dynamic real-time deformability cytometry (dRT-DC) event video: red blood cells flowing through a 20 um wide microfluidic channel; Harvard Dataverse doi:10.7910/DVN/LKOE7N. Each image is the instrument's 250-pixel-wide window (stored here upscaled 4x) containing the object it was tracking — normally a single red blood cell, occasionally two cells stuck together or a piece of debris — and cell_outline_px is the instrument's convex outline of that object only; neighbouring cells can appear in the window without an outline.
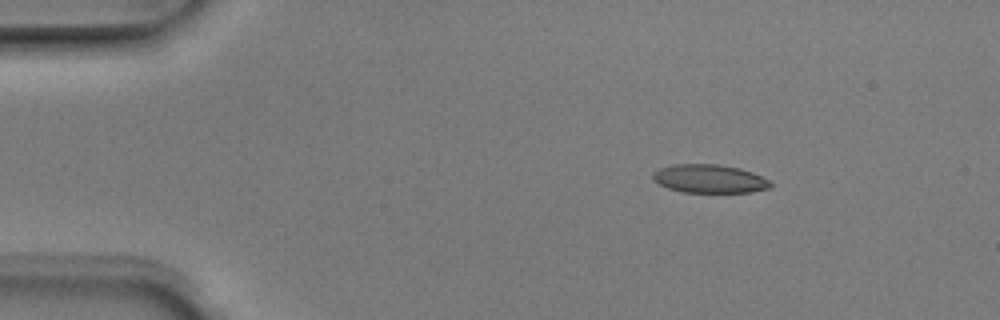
{"species": "Egyptian fruit bat (a non-hibernating species)", "species_latin": "Rousettus aegyptiacus", "temperature_condition": "room temperature", "stored_images_in_passage": 3, "camera_frame_rate_fps": 3000, "um_per_image_px": 0.085, "animal": {"sex": "male"}, "frame": {"image": 1, "passage_image": 1, "time_ms": 0.0, "image_size_px": [1000, 320], "cell_outline_px": [[772, 188], [752, 192], [684, 192], [668, 188], [660, 184], [652, 176], [652, 172], [660, 168], [672, 164], [716, 164], [740, 168], [752, 172], [768, 180], [772, 184]], "centroid_in_image_um": [60.32, 15.19], "position_along_channel_um": 24.7, "area_um2": 19.42}}
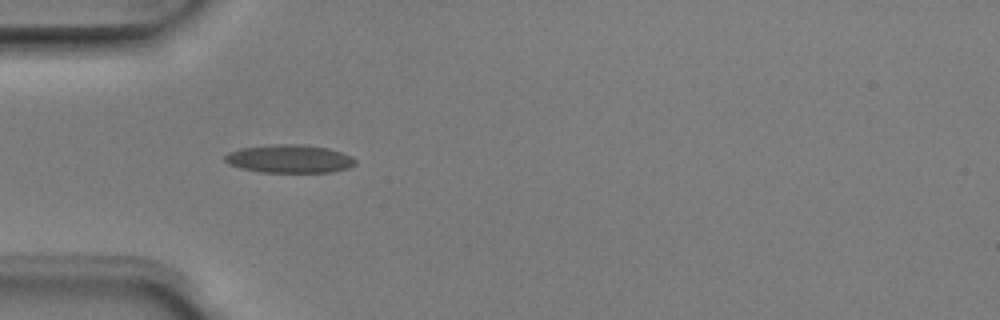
{"frame": {"image": 2, "passage_image": 3, "time_ms": 0.667, "image_size_px": [1000, 320], "cell_outline_px": [[356, 164], [348, 168], [332, 172], [260, 172], [240, 168], [228, 164], [224, 160], [224, 156], [228, 152], [240, 148], [276, 144], [300, 144], [328, 148], [352, 156], [356, 160]], "centroid_in_image_um": [24.59, 13.5], "position_along_channel_um": 60.4, "area_um2": 21.5}}